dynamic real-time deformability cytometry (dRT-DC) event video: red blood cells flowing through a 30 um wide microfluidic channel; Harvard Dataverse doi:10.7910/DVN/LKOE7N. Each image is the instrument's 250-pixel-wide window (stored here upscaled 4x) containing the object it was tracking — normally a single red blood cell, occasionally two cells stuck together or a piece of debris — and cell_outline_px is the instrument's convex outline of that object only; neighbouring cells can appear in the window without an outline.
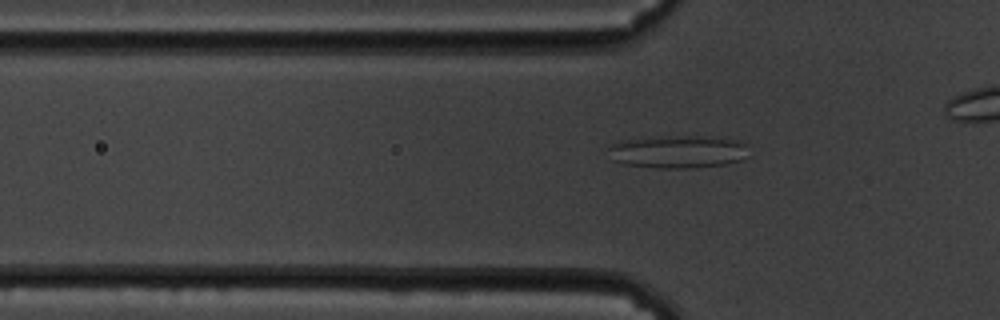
{"species": "common noctule bat (a hibernating species)", "species_latin": "Nyctalus noctula", "temperature_condition": "cold", "stored_images_in_passage": 32, "camera_frame_rate_fps": 3000, "um_per_image_px": 0.085, "animal": {"sex": "male", "body_mass_g": 19.5, "forearm_length_mm": 54.6}, "frame": {"image": 1, "passage_image": 3, "time_ms": 0.667, "image_size_px": [1000, 320], "cell_outline_px": [[748, 156], [740, 160], [728, 164], [696, 168], [656, 168], [624, 164], [612, 160], [608, 148], [608, 144], [620, 140], [660, 136], [696, 136], [736, 140], [748, 144]], "centroid_in_image_um": [57.61, 12.9], "position_along_channel_um": 68.2, "area_um2": 27.22}}
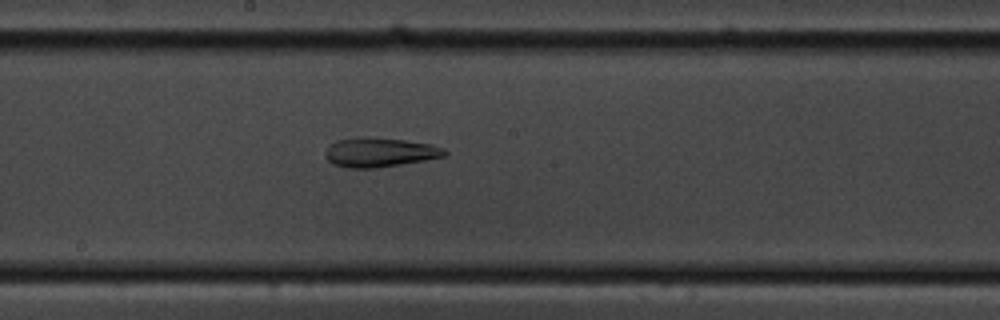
{"frame": {"image": 2, "passage_image": 16, "time_ms": 5.0, "image_size_px": [1000, 320], "cell_outline_px": [[448, 152], [444, 156], [424, 160], [376, 168], [348, 168], [332, 164], [324, 156], [324, 152], [336, 140], [360, 136], [404, 140], [432, 144], [444, 148]], "centroid_in_image_um": [32.25, 12.94], "position_along_channel_um": 216.0, "area_um2": 20.4}}
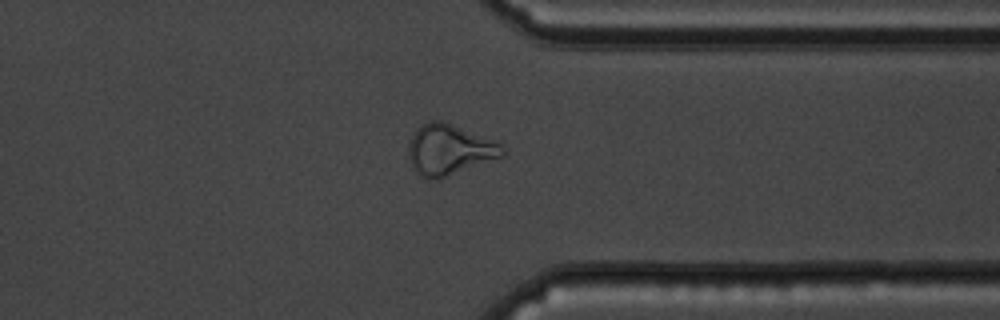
{"frame": {"image": 3, "passage_image": 30, "time_ms": 9.667, "image_size_px": [1000, 320], "cell_outline_px": [[504, 156], [440, 180], [428, 180], [420, 176], [412, 168], [408, 156], [408, 144], [416, 128], [428, 120], [444, 120], [500, 140], [504, 148]], "centroid_in_image_um": [38.23, 12.71], "position_along_channel_um": 373.2, "area_um2": 28.96}}